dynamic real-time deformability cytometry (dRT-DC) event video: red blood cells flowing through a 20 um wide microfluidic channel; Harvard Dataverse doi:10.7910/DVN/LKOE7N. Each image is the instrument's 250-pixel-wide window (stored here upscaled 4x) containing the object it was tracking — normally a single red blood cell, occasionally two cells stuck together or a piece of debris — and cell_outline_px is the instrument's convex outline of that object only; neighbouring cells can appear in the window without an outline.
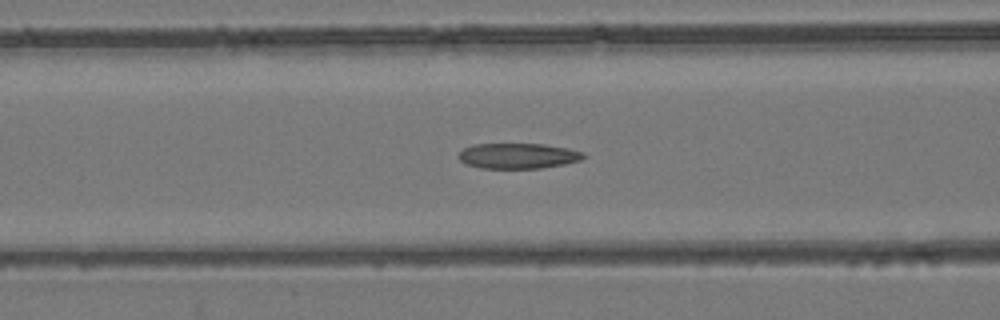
{"species": "common noctule bat (a hibernating species)", "species_latin": "Nyctalus noctula", "temperature_condition": "room temperature", "stored_images_in_passage": 52, "camera_frame_rate_fps": 3000, "um_per_image_px": 0.085, "animal": {"sex": "female", "body_mass_g": 24.6, "forearm_length_mm": 56.2}, "frame": {"image": 1, "passage_image": 21, "time_ms": 6.667, "image_size_px": [1000, 320], "cell_outline_px": [[584, 156], [580, 160], [564, 164], [540, 168], [480, 168], [468, 164], [460, 160], [456, 156], [464, 148], [472, 144], [544, 144], [568, 148], [584, 152]], "centroid_in_image_um": [44.01, 13.24], "position_along_channel_um": 122.6, "area_um2": 18.44}}
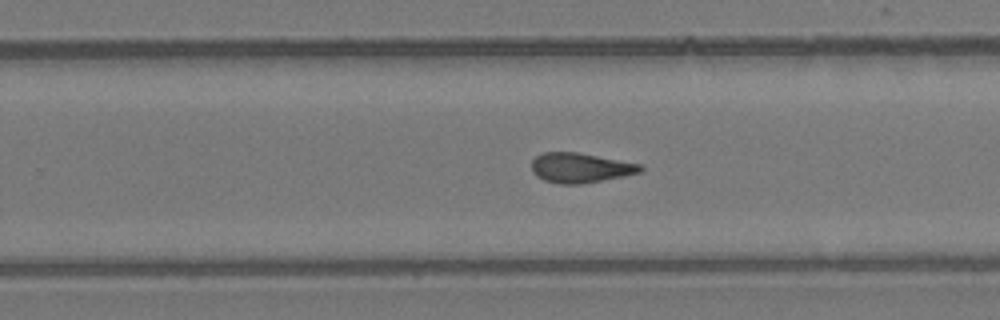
{"frame": {"image": 2, "passage_image": 33, "time_ms": 10.667, "image_size_px": [1000, 320], "cell_outline_px": [[644, 168], [640, 172], [624, 176], [580, 184], [560, 184], [544, 180], [536, 176], [532, 172], [532, 160], [536, 156], [544, 152], [576, 152], [640, 164]], "centroid_in_image_um": [49.29, 14.26], "position_along_channel_um": 280.5, "area_um2": 18.73}}
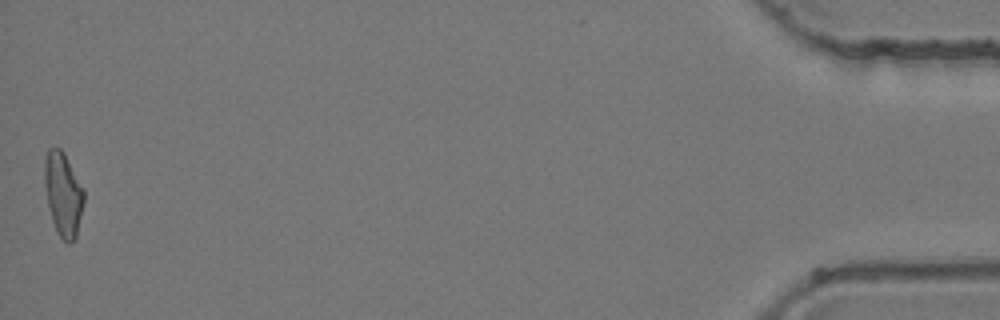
{"frame": {"image": 3, "passage_image": 52, "time_ms": 17.0, "image_size_px": [1000, 320], "cell_outline_px": [[84, 200], [76, 236], [72, 244], [68, 244], [60, 236], [52, 220], [48, 204], [44, 184], [44, 160], [48, 148], [60, 148], [64, 152], [84, 188]], "centroid_in_image_um": [5.37, 16.47], "position_along_channel_um": 429.8, "area_um2": 19.19}, "authors_computed_cell_mechanics": {"area_um2": 19.4786, "velocity_mm_per_s": 3.9561, "shape_relaxation_time_tau1_ms": null, "shape_relaxation_time_tau2_ms": 3.2015, "deformation_change_tau1": null, "deformation_change_tau2": 0.1139}}